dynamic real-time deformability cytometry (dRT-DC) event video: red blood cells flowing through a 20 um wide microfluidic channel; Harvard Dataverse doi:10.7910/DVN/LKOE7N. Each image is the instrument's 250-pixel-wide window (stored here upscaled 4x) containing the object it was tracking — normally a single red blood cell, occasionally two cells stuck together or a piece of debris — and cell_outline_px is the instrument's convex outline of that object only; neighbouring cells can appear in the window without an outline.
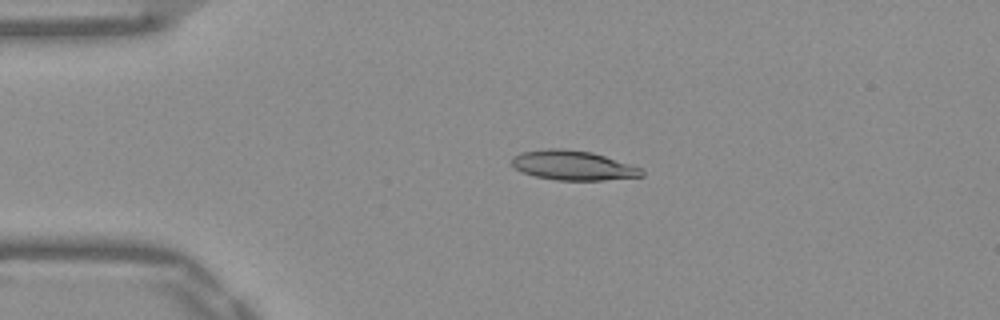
{"species": "Egyptian fruit bat (a non-hibernating species)", "species_latin": "Rousettus aegyptiacus", "temperature_condition": "warm", "stored_images_in_passage": 51, "camera_frame_rate_fps": 3000, "um_per_image_px": 0.085, "frame": {"image": 1, "passage_image": 11, "time_ms": 3.333, "image_size_px": [1000, 320], "cell_outline_px": [[644, 176], [604, 180], [556, 180], [536, 176], [512, 168], [512, 156], [520, 152], [548, 148], [564, 148], [592, 152], [640, 168], [644, 172]], "centroid_in_image_um": [48.66, 14.05], "position_along_channel_um": 36.3, "area_um2": 22.31}}
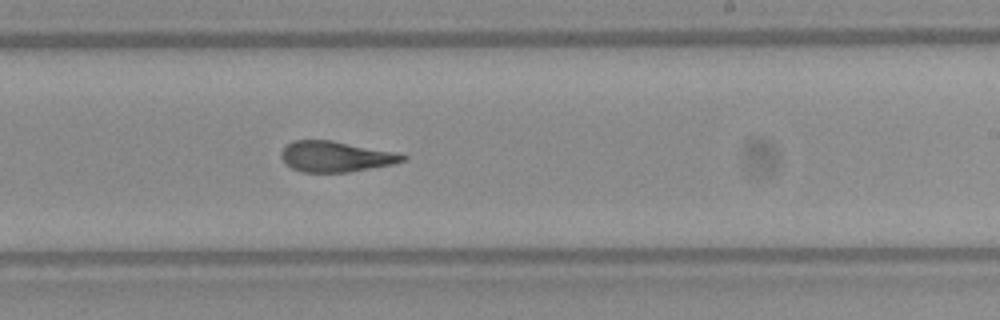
{"frame": {"image": 2, "passage_image": 31, "time_ms": 10.0, "image_size_px": [1000, 320], "cell_outline_px": [[408, 156], [404, 160], [392, 164], [348, 172], [304, 172], [292, 168], [280, 156], [280, 152], [292, 140], [332, 140], [396, 152]], "centroid_in_image_um": [28.53, 13.29], "position_along_channel_um": 260.5, "area_um2": 21.5}}
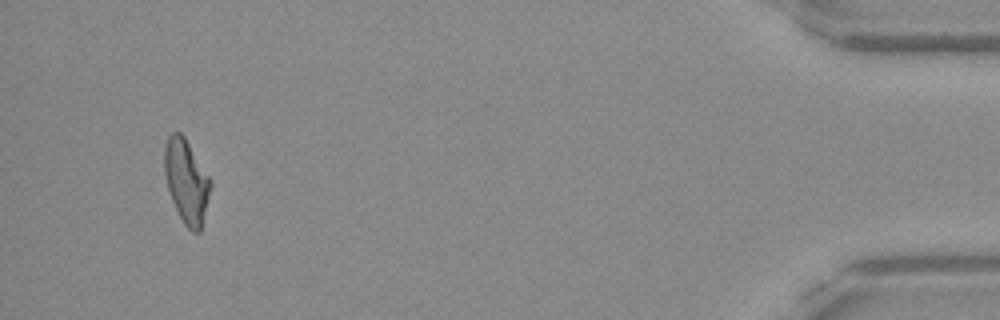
{"frame": {"image": 3, "passage_image": 49, "time_ms": 16.0, "image_size_px": [1000, 320], "cell_outline_px": [[212, 184], [200, 232], [192, 232], [184, 224], [172, 200], [168, 188], [164, 172], [164, 148], [168, 136], [172, 132], [180, 132], [184, 136], [212, 180]], "centroid_in_image_um": [15.85, 15.39], "position_along_channel_um": 419.4, "area_um2": 22.37}, "authors_computed_cell_mechanics": {"area_um2": 22.3686, "velocity_mm_per_s": 3.9076, "shape_relaxation_time_tau1_ms": 5.8127, "shape_relaxation_time_tau2_ms": 1.8716, "deformation_change_tau1": 0.2135, "deformation_change_tau2": 0.1177}}